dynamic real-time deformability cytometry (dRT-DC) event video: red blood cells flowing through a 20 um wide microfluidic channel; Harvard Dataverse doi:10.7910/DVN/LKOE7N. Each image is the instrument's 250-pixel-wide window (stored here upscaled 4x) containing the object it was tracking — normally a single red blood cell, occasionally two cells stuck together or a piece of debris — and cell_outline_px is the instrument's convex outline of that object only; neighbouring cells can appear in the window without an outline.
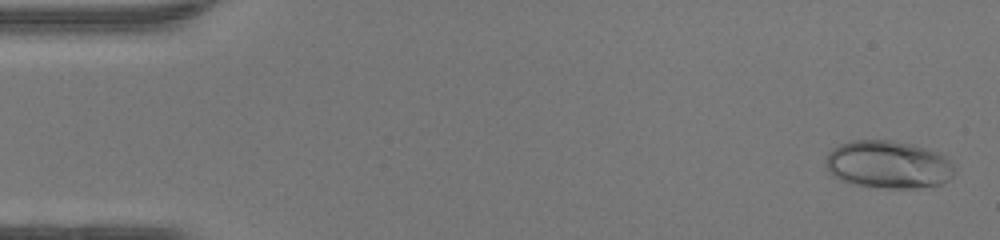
{"species": "human", "species_latin": "Homo sapiens", "temperature_condition": "warm", "stored_images_in_passage": 47, "camera_frame_rate_fps": 3000, "um_per_image_px": 0.085, "donor": {"sex": "female"}, "frame": {"image": 1, "passage_image": 2, "time_ms": 0.333, "image_size_px": [1000, 240], "cell_outline_px": [[952, 176], [948, 180], [940, 184], [920, 188], [884, 188], [852, 184], [840, 180], [828, 168], [824, 160], [828, 152], [832, 148], [840, 144], [852, 140], [892, 140], [940, 152], [952, 164]], "centroid_in_image_um": [75.47, 13.99], "position_along_channel_um": 9.5, "area_um2": 35.66}}
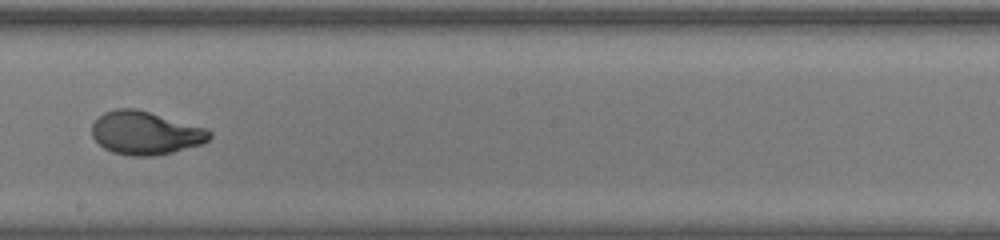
{"frame": {"image": 2, "passage_image": 27, "time_ms": 8.667, "image_size_px": [1000, 240], "cell_outline_px": [[212, 136], [208, 140], [200, 144], [172, 152], [152, 156], [128, 156], [112, 152], [104, 148], [92, 136], [92, 124], [104, 112], [116, 108], [136, 108], [208, 128], [212, 132]], "centroid_in_image_um": [12.37, 11.29], "position_along_channel_um": 235.8, "area_um2": 29.71}}
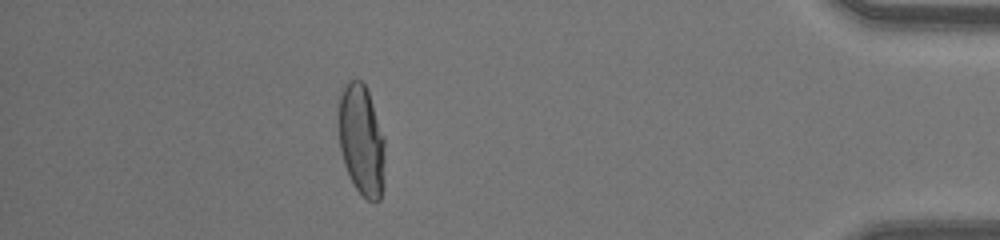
{"frame": {"image": 3, "passage_image": 42, "time_ms": 13.667, "image_size_px": [1000, 240], "cell_outline_px": [[384, 188], [380, 200], [376, 204], [368, 200], [356, 188], [344, 164], [340, 148], [340, 96], [344, 84], [348, 80], [360, 80], [364, 84], [368, 92], [384, 136]], "centroid_in_image_um": [30.76, 11.96], "position_along_channel_um": 404.4, "area_um2": 29.71}, "authors_computed_cell_mechanics": {"area_um2": 29.9404, "velocity_mm_per_s": 4.4069, "shape_relaxation_time_tau1_ms": 5.6165, "shape_relaxation_time_tau2_ms": null, "deformation_change_tau1": 0.2467, "deformation_change_tau2": null}}